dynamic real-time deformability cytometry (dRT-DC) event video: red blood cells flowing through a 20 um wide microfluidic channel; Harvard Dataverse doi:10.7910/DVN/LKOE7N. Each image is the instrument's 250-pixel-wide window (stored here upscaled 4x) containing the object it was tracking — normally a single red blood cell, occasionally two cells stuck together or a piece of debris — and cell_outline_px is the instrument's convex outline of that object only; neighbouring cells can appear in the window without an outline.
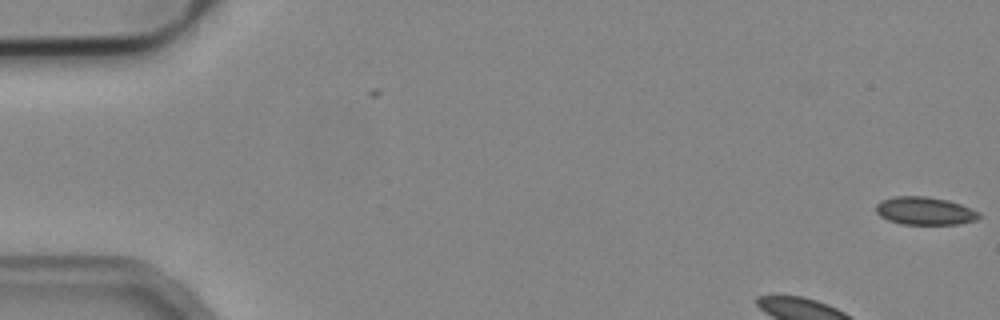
{"species": "common noctule bat (a hibernating species)", "species_latin": "Nyctalus noctula", "temperature_condition": "cold", "stored_images_in_passage": 3, "camera_frame_rate_fps": 3000, "um_per_image_px": 0.085, "animal": {"sex": "male", "body_mass_g": 19.2, "forearm_length_mm": 51.8}, "frame": {"image": 1, "passage_image": 3, "time_ms": 0.667, "image_size_px": [1000, 320], "cell_outline_px": [[980, 216], [976, 220], [956, 224], [900, 224], [888, 220], [880, 216], [876, 212], [876, 204], [880, 200], [896, 196], [924, 196], [948, 200], [960, 204], [976, 212]], "centroid_in_image_um": [78.54, 17.92], "position_along_channel_um": 6.5, "area_um2": 16.59}}